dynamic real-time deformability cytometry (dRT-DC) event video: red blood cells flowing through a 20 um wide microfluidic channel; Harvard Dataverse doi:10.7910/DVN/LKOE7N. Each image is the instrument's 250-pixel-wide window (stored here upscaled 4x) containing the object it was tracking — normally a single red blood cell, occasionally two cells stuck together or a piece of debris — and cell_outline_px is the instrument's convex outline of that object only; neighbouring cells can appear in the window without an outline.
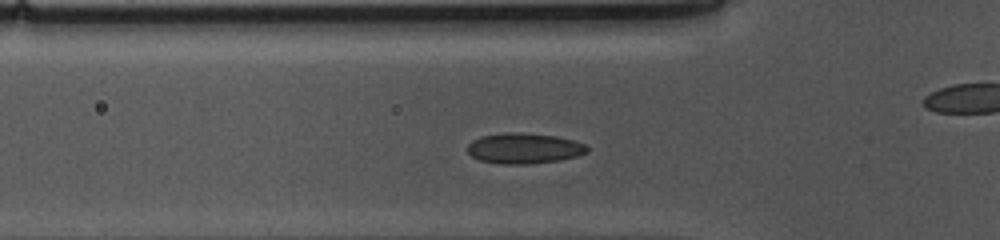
{"species": "common noctule bat (a hibernating species)", "species_latin": "Nyctalus noctula", "temperature_condition": "cold", "stored_images_in_passage": 44, "camera_frame_rate_fps": 3000, "um_per_image_px": 0.085, "animal": {"sex": "female", "body_mass_g": 10.0, "forearm_length_mm": 53.1}, "frame": {"image": 1, "passage_image": 12, "time_ms": 3.667, "image_size_px": [1000, 240], "cell_outline_px": [[588, 152], [576, 156], [560, 160], [528, 164], [500, 164], [480, 160], [472, 156], [468, 152], [468, 144], [472, 140], [480, 136], [508, 132], [512, 132], [556, 136], [572, 140], [584, 144], [588, 148]], "centroid_in_image_um": [44.52, 12.61], "position_along_channel_um": 81.3, "area_um2": 21.15}}
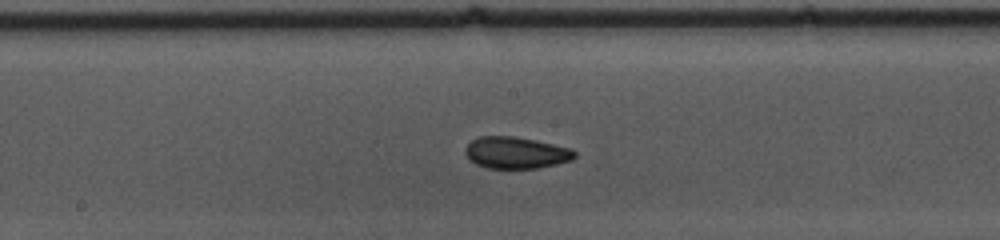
{"frame": {"image": 2, "passage_image": 22, "time_ms": 7.0, "image_size_px": [1000, 240], "cell_outline_px": [[576, 156], [572, 160], [556, 164], [536, 168], [488, 168], [476, 164], [468, 160], [464, 152], [464, 148], [472, 140], [480, 136], [516, 136], [536, 140], [572, 148], [576, 152]], "centroid_in_image_um": [43.85, 12.97], "position_along_channel_um": 204.4, "area_um2": 20.4}}
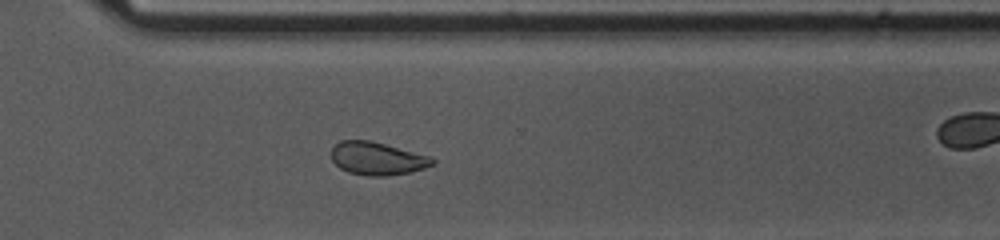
{"frame": {"image": 3, "passage_image": 33, "time_ms": 10.667, "image_size_px": [1000, 240], "cell_outline_px": [[436, 164], [412, 172], [384, 176], [368, 176], [348, 172], [340, 168], [332, 160], [332, 148], [340, 140], [372, 140], [432, 156], [436, 160]], "centroid_in_image_um": [32.12, 13.47], "position_along_channel_um": 338.5, "area_um2": 19.71}, "authors_computed_cell_mechanics": {"area_um2": 20.3745, "velocity_mm_per_s": 3.6746, "shape_relaxation_time_tau1_ms": 7.2774, "shape_relaxation_time_tau2_ms": 2.3284, "deformation_change_tau1": 0.1192, "deformation_change_tau2": 0.0695}}